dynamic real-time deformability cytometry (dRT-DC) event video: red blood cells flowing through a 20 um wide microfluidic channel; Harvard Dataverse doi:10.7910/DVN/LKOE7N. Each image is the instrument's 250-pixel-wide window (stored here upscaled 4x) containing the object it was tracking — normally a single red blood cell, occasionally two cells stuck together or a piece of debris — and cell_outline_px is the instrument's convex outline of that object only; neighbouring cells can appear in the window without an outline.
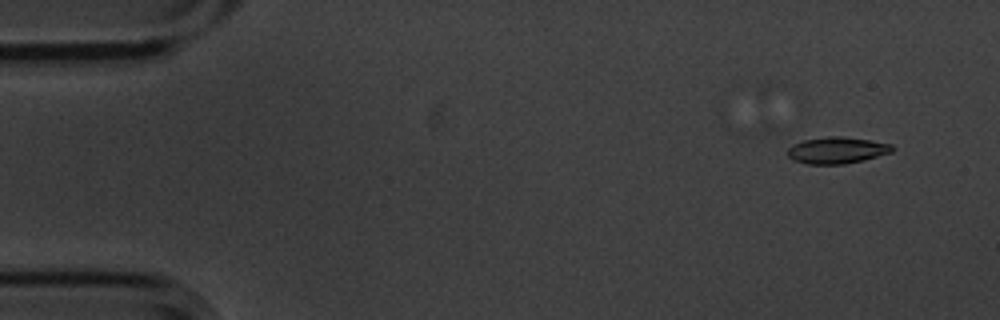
{"species": "common noctule bat (a hibernating species)", "species_latin": "Nyctalus noctula", "temperature_condition": "cold", "stored_images_in_passage": 16, "camera_frame_rate_fps": 3000, "um_per_image_px": 0.085, "animal": {"sex": "male", "body_mass_g": 20.1, "forearm_length_mm": 53.5}, "frame": {"image": 1, "passage_image": 4, "time_ms": 1.0, "image_size_px": [1000, 320], "cell_outline_px": [[896, 148], [892, 152], [864, 160], [844, 164], [808, 164], [792, 160], [788, 156], [788, 148], [792, 144], [804, 140], [828, 136], [844, 136], [892, 144]], "centroid_in_image_um": [71.14, 12.77], "position_along_channel_um": 13.9, "area_um2": 16.3}}
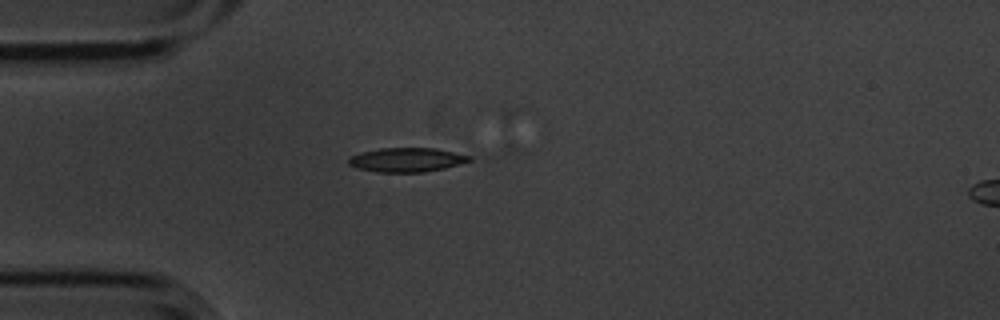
{"frame": {"image": 2, "passage_image": 15, "time_ms": 4.667, "image_size_px": [1000, 320], "cell_outline_px": [[472, 160], [444, 168], [424, 172], [376, 172], [356, 168], [348, 164], [348, 160], [352, 156], [360, 152], [380, 148], [436, 148], [472, 156]], "centroid_in_image_um": [34.56, 13.58], "position_along_channel_um": 50.4, "area_um2": 16.99}}